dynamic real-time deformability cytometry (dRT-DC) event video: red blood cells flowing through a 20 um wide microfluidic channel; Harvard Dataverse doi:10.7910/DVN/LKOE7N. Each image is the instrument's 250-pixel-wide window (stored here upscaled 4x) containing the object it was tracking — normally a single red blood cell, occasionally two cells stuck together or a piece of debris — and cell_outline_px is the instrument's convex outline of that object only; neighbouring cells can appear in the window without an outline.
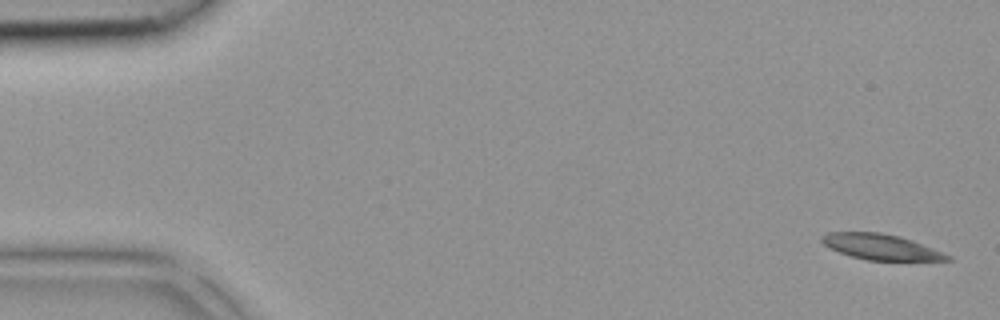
{"species": "common noctule bat (a hibernating species)", "species_latin": "Nyctalus noctula", "temperature_condition": "room temperature", "stored_images_in_passage": 42, "segment_of_instrument_passage": [1, 2], "camera_frame_rate_fps": 3000, "um_per_image_px": 0.085, "animal": {"sex": "female", "body_mass_g": 18.4}, "frame": {"image": 1, "passage_image": 1, "time_ms": 0.0, "image_size_px": [1000, 320], "cell_outline_px": [[952, 260], [868, 260], [852, 256], [840, 252], [824, 244], [820, 240], [820, 236], [828, 232], [880, 232], [900, 236], [912, 240], [944, 252], [952, 256]], "centroid_in_image_um": [74.9, 20.97], "position_along_channel_um": 10.1, "area_um2": 18.61}}
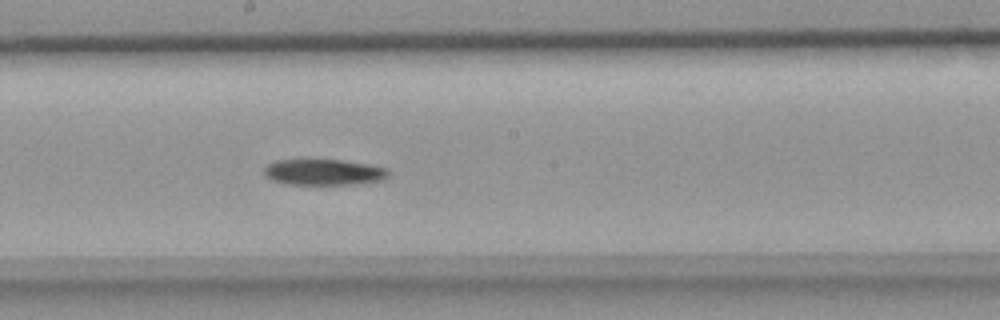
{"frame": {"image": 2, "passage_image": 22, "time_ms": 7.0, "image_size_px": [1000, 320], "cell_outline_px": [[388, 176], [384, 180], [352, 184], [284, 184], [272, 180], [264, 176], [264, 168], [268, 164], [276, 160], [304, 156], [344, 160], [368, 164], [388, 168]], "centroid_in_image_um": [27.44, 14.58], "position_along_channel_um": 220.8, "area_um2": 19.83}}
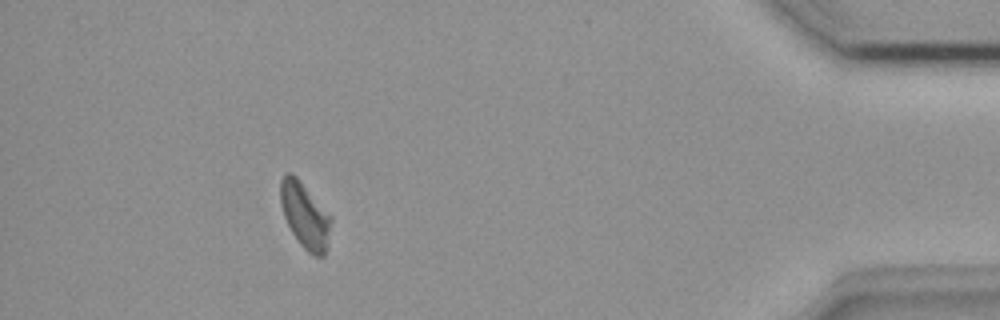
{"frame": {"image": 3, "passage_image": 37, "time_ms": 12.0, "image_size_px": [1000, 320], "cell_outline_px": [[332, 220], [328, 248], [324, 256], [312, 256], [300, 244], [292, 232], [284, 216], [280, 204], [280, 180], [284, 172], [292, 172], [300, 180], [332, 216]], "centroid_in_image_um": [25.93, 18.3], "position_along_channel_um": 409.3, "area_um2": 19.71}}